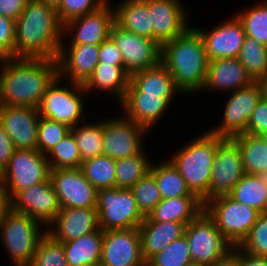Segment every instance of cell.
I'll return each mask as SVG.
<instances>
[{"label": "cell", "instance_id": "6da1fadb", "mask_svg": "<svg viewBox=\"0 0 267 266\" xmlns=\"http://www.w3.org/2000/svg\"><path fill=\"white\" fill-rule=\"evenodd\" d=\"M0 105L39 107L47 88L59 76L53 58L0 59Z\"/></svg>", "mask_w": 267, "mask_h": 266}, {"label": "cell", "instance_id": "7a4b0ae2", "mask_svg": "<svg viewBox=\"0 0 267 266\" xmlns=\"http://www.w3.org/2000/svg\"><path fill=\"white\" fill-rule=\"evenodd\" d=\"M63 35L56 9L29 0L15 21L14 58L57 59Z\"/></svg>", "mask_w": 267, "mask_h": 266}, {"label": "cell", "instance_id": "3957f363", "mask_svg": "<svg viewBox=\"0 0 267 266\" xmlns=\"http://www.w3.org/2000/svg\"><path fill=\"white\" fill-rule=\"evenodd\" d=\"M161 63L174 78L176 87L185 94L203 88L208 58L202 36L190 27L185 33L161 46Z\"/></svg>", "mask_w": 267, "mask_h": 266}, {"label": "cell", "instance_id": "277c9868", "mask_svg": "<svg viewBox=\"0 0 267 266\" xmlns=\"http://www.w3.org/2000/svg\"><path fill=\"white\" fill-rule=\"evenodd\" d=\"M218 135L209 131L173 154L168 161L185 180L187 187L200 201L209 194L213 160L217 152Z\"/></svg>", "mask_w": 267, "mask_h": 266}, {"label": "cell", "instance_id": "5b68a950", "mask_svg": "<svg viewBox=\"0 0 267 266\" xmlns=\"http://www.w3.org/2000/svg\"><path fill=\"white\" fill-rule=\"evenodd\" d=\"M38 220L10 207L4 212L0 224V237L14 266H29L40 240L47 233ZM43 231V232H42Z\"/></svg>", "mask_w": 267, "mask_h": 266}, {"label": "cell", "instance_id": "8992f818", "mask_svg": "<svg viewBox=\"0 0 267 266\" xmlns=\"http://www.w3.org/2000/svg\"><path fill=\"white\" fill-rule=\"evenodd\" d=\"M50 171L46 155L37 150L15 149L1 172L0 191L10 201L19 191L48 180Z\"/></svg>", "mask_w": 267, "mask_h": 266}, {"label": "cell", "instance_id": "52a82bcc", "mask_svg": "<svg viewBox=\"0 0 267 266\" xmlns=\"http://www.w3.org/2000/svg\"><path fill=\"white\" fill-rule=\"evenodd\" d=\"M204 210L233 246H239L248 236L260 213L253 207L235 201L229 195L208 200L204 204Z\"/></svg>", "mask_w": 267, "mask_h": 266}, {"label": "cell", "instance_id": "ba28073f", "mask_svg": "<svg viewBox=\"0 0 267 266\" xmlns=\"http://www.w3.org/2000/svg\"><path fill=\"white\" fill-rule=\"evenodd\" d=\"M96 210L103 231L138 228L145 219L130 189L98 190Z\"/></svg>", "mask_w": 267, "mask_h": 266}, {"label": "cell", "instance_id": "9c48e42d", "mask_svg": "<svg viewBox=\"0 0 267 266\" xmlns=\"http://www.w3.org/2000/svg\"><path fill=\"white\" fill-rule=\"evenodd\" d=\"M184 235L188 241L191 261L205 266L222 258L234 247L205 210L186 225Z\"/></svg>", "mask_w": 267, "mask_h": 266}, {"label": "cell", "instance_id": "30bf717a", "mask_svg": "<svg viewBox=\"0 0 267 266\" xmlns=\"http://www.w3.org/2000/svg\"><path fill=\"white\" fill-rule=\"evenodd\" d=\"M60 79L58 76L47 88L38 107L39 115L72 128L81 123L84 116L85 102L81 97L86 91L83 85L72 82L71 87H62L59 85Z\"/></svg>", "mask_w": 267, "mask_h": 266}, {"label": "cell", "instance_id": "8fae6325", "mask_svg": "<svg viewBox=\"0 0 267 266\" xmlns=\"http://www.w3.org/2000/svg\"><path fill=\"white\" fill-rule=\"evenodd\" d=\"M243 158L238 143L231 137L218 136V147L213 160L209 194L202 201L229 195L244 176Z\"/></svg>", "mask_w": 267, "mask_h": 266}, {"label": "cell", "instance_id": "7c38bea8", "mask_svg": "<svg viewBox=\"0 0 267 266\" xmlns=\"http://www.w3.org/2000/svg\"><path fill=\"white\" fill-rule=\"evenodd\" d=\"M122 115L103 119L102 155L114 160L139 155L145 150L143 135L148 129Z\"/></svg>", "mask_w": 267, "mask_h": 266}, {"label": "cell", "instance_id": "4fadbf2b", "mask_svg": "<svg viewBox=\"0 0 267 266\" xmlns=\"http://www.w3.org/2000/svg\"><path fill=\"white\" fill-rule=\"evenodd\" d=\"M262 98L261 81L233 91L224 109L221 124L209 129V132L221 137H234L246 133L248 120Z\"/></svg>", "mask_w": 267, "mask_h": 266}, {"label": "cell", "instance_id": "5bb4252c", "mask_svg": "<svg viewBox=\"0 0 267 266\" xmlns=\"http://www.w3.org/2000/svg\"><path fill=\"white\" fill-rule=\"evenodd\" d=\"M109 37L120 50L129 75L155 67L161 62V46L155 40L124 30L116 23Z\"/></svg>", "mask_w": 267, "mask_h": 266}, {"label": "cell", "instance_id": "9a60e30c", "mask_svg": "<svg viewBox=\"0 0 267 266\" xmlns=\"http://www.w3.org/2000/svg\"><path fill=\"white\" fill-rule=\"evenodd\" d=\"M50 181L61 208H96L98 190L80 168L53 169Z\"/></svg>", "mask_w": 267, "mask_h": 266}, {"label": "cell", "instance_id": "2e32d148", "mask_svg": "<svg viewBox=\"0 0 267 266\" xmlns=\"http://www.w3.org/2000/svg\"><path fill=\"white\" fill-rule=\"evenodd\" d=\"M99 266H146L139 229L103 231Z\"/></svg>", "mask_w": 267, "mask_h": 266}, {"label": "cell", "instance_id": "e0dca14e", "mask_svg": "<svg viewBox=\"0 0 267 266\" xmlns=\"http://www.w3.org/2000/svg\"><path fill=\"white\" fill-rule=\"evenodd\" d=\"M9 207L26 214L45 226L60 212V204L50 178L40 184L19 191L10 201Z\"/></svg>", "mask_w": 267, "mask_h": 266}, {"label": "cell", "instance_id": "ac0fdd59", "mask_svg": "<svg viewBox=\"0 0 267 266\" xmlns=\"http://www.w3.org/2000/svg\"><path fill=\"white\" fill-rule=\"evenodd\" d=\"M40 117L37 107L0 105V125L15 149L37 150Z\"/></svg>", "mask_w": 267, "mask_h": 266}, {"label": "cell", "instance_id": "d6986e66", "mask_svg": "<svg viewBox=\"0 0 267 266\" xmlns=\"http://www.w3.org/2000/svg\"><path fill=\"white\" fill-rule=\"evenodd\" d=\"M106 4L101 8L68 21L63 25V34H71L70 45L94 44L100 45L110 35V30L115 23L113 7ZM73 36V37H72Z\"/></svg>", "mask_w": 267, "mask_h": 266}, {"label": "cell", "instance_id": "ffe728a7", "mask_svg": "<svg viewBox=\"0 0 267 266\" xmlns=\"http://www.w3.org/2000/svg\"><path fill=\"white\" fill-rule=\"evenodd\" d=\"M153 40L160 46L185 33L189 28L186 12L180 0H147Z\"/></svg>", "mask_w": 267, "mask_h": 266}, {"label": "cell", "instance_id": "44dd1931", "mask_svg": "<svg viewBox=\"0 0 267 266\" xmlns=\"http://www.w3.org/2000/svg\"><path fill=\"white\" fill-rule=\"evenodd\" d=\"M194 28L202 36L208 61L238 57L246 34L243 23L236 15L211 31Z\"/></svg>", "mask_w": 267, "mask_h": 266}, {"label": "cell", "instance_id": "7402d4cb", "mask_svg": "<svg viewBox=\"0 0 267 266\" xmlns=\"http://www.w3.org/2000/svg\"><path fill=\"white\" fill-rule=\"evenodd\" d=\"M64 36L58 53L59 77L67 76L70 82L84 85L99 63L100 45L84 44L66 46Z\"/></svg>", "mask_w": 267, "mask_h": 266}, {"label": "cell", "instance_id": "603a6c76", "mask_svg": "<svg viewBox=\"0 0 267 266\" xmlns=\"http://www.w3.org/2000/svg\"><path fill=\"white\" fill-rule=\"evenodd\" d=\"M48 226L47 233L61 243L76 240L100 228L96 208H61Z\"/></svg>", "mask_w": 267, "mask_h": 266}, {"label": "cell", "instance_id": "cb8c5ba5", "mask_svg": "<svg viewBox=\"0 0 267 266\" xmlns=\"http://www.w3.org/2000/svg\"><path fill=\"white\" fill-rule=\"evenodd\" d=\"M172 99L173 97L142 95L129 82L126 94L119 104L127 118L150 130L163 117Z\"/></svg>", "mask_w": 267, "mask_h": 266}, {"label": "cell", "instance_id": "d4e9b609", "mask_svg": "<svg viewBox=\"0 0 267 266\" xmlns=\"http://www.w3.org/2000/svg\"><path fill=\"white\" fill-rule=\"evenodd\" d=\"M254 82L237 57L208 61L202 90H229L233 92Z\"/></svg>", "mask_w": 267, "mask_h": 266}, {"label": "cell", "instance_id": "484cf974", "mask_svg": "<svg viewBox=\"0 0 267 266\" xmlns=\"http://www.w3.org/2000/svg\"><path fill=\"white\" fill-rule=\"evenodd\" d=\"M141 237L142 256L147 262L173 240L185 234L186 224L178 222H152L145 217L138 227Z\"/></svg>", "mask_w": 267, "mask_h": 266}, {"label": "cell", "instance_id": "4316f807", "mask_svg": "<svg viewBox=\"0 0 267 266\" xmlns=\"http://www.w3.org/2000/svg\"><path fill=\"white\" fill-rule=\"evenodd\" d=\"M115 6V23L122 29L153 40L147 0H123Z\"/></svg>", "mask_w": 267, "mask_h": 266}, {"label": "cell", "instance_id": "83f0119b", "mask_svg": "<svg viewBox=\"0 0 267 266\" xmlns=\"http://www.w3.org/2000/svg\"><path fill=\"white\" fill-rule=\"evenodd\" d=\"M142 95L174 97L182 92L176 87L174 78L160 62L157 66L135 72L129 81Z\"/></svg>", "mask_w": 267, "mask_h": 266}, {"label": "cell", "instance_id": "f1b7e54d", "mask_svg": "<svg viewBox=\"0 0 267 266\" xmlns=\"http://www.w3.org/2000/svg\"><path fill=\"white\" fill-rule=\"evenodd\" d=\"M202 210L204 205L197 197H174L162 199L146 217L152 222H178L187 225Z\"/></svg>", "mask_w": 267, "mask_h": 266}, {"label": "cell", "instance_id": "f546056e", "mask_svg": "<svg viewBox=\"0 0 267 266\" xmlns=\"http://www.w3.org/2000/svg\"><path fill=\"white\" fill-rule=\"evenodd\" d=\"M129 81L130 75L124 66L98 63L93 74L83 86L86 91L85 94H89V91L93 90L107 91L113 94L119 103L126 94Z\"/></svg>", "mask_w": 267, "mask_h": 266}, {"label": "cell", "instance_id": "4dcf8cb0", "mask_svg": "<svg viewBox=\"0 0 267 266\" xmlns=\"http://www.w3.org/2000/svg\"><path fill=\"white\" fill-rule=\"evenodd\" d=\"M103 242L100 228L76 240L63 243L68 266H99Z\"/></svg>", "mask_w": 267, "mask_h": 266}, {"label": "cell", "instance_id": "1f68e13d", "mask_svg": "<svg viewBox=\"0 0 267 266\" xmlns=\"http://www.w3.org/2000/svg\"><path fill=\"white\" fill-rule=\"evenodd\" d=\"M232 138L241 150L244 173L267 176V137L243 133Z\"/></svg>", "mask_w": 267, "mask_h": 266}, {"label": "cell", "instance_id": "d6a6232c", "mask_svg": "<svg viewBox=\"0 0 267 266\" xmlns=\"http://www.w3.org/2000/svg\"><path fill=\"white\" fill-rule=\"evenodd\" d=\"M229 196L260 213L267 212V176L245 173Z\"/></svg>", "mask_w": 267, "mask_h": 266}, {"label": "cell", "instance_id": "836d02e7", "mask_svg": "<svg viewBox=\"0 0 267 266\" xmlns=\"http://www.w3.org/2000/svg\"><path fill=\"white\" fill-rule=\"evenodd\" d=\"M149 173L154 177L162 199L196 197L191 193L185 180L169 161L159 165L152 163Z\"/></svg>", "mask_w": 267, "mask_h": 266}, {"label": "cell", "instance_id": "e575fe53", "mask_svg": "<svg viewBox=\"0 0 267 266\" xmlns=\"http://www.w3.org/2000/svg\"><path fill=\"white\" fill-rule=\"evenodd\" d=\"M151 164V159L147 158L144 150L139 155L117 159L115 187L130 189L149 173Z\"/></svg>", "mask_w": 267, "mask_h": 266}, {"label": "cell", "instance_id": "d590c367", "mask_svg": "<svg viewBox=\"0 0 267 266\" xmlns=\"http://www.w3.org/2000/svg\"><path fill=\"white\" fill-rule=\"evenodd\" d=\"M253 81L267 79V47L245 36L237 57Z\"/></svg>", "mask_w": 267, "mask_h": 266}, {"label": "cell", "instance_id": "8d00e7d4", "mask_svg": "<svg viewBox=\"0 0 267 266\" xmlns=\"http://www.w3.org/2000/svg\"><path fill=\"white\" fill-rule=\"evenodd\" d=\"M70 132L73 134L78 145L82 162L102 155L103 121L90 124L83 119L82 123L72 127Z\"/></svg>", "mask_w": 267, "mask_h": 266}, {"label": "cell", "instance_id": "74e56055", "mask_svg": "<svg viewBox=\"0 0 267 266\" xmlns=\"http://www.w3.org/2000/svg\"><path fill=\"white\" fill-rule=\"evenodd\" d=\"M115 161L113 158L100 155L83 161L80 169L97 190L115 188Z\"/></svg>", "mask_w": 267, "mask_h": 266}, {"label": "cell", "instance_id": "f35d334b", "mask_svg": "<svg viewBox=\"0 0 267 266\" xmlns=\"http://www.w3.org/2000/svg\"><path fill=\"white\" fill-rule=\"evenodd\" d=\"M50 169L80 168L82 164L78 145L70 132L46 154Z\"/></svg>", "mask_w": 267, "mask_h": 266}, {"label": "cell", "instance_id": "ab89813d", "mask_svg": "<svg viewBox=\"0 0 267 266\" xmlns=\"http://www.w3.org/2000/svg\"><path fill=\"white\" fill-rule=\"evenodd\" d=\"M243 23L245 34L267 47V4L264 1L235 13Z\"/></svg>", "mask_w": 267, "mask_h": 266}, {"label": "cell", "instance_id": "60d3db41", "mask_svg": "<svg viewBox=\"0 0 267 266\" xmlns=\"http://www.w3.org/2000/svg\"><path fill=\"white\" fill-rule=\"evenodd\" d=\"M191 262L188 241L183 235L169 243L162 251L153 255L146 266H185Z\"/></svg>", "mask_w": 267, "mask_h": 266}, {"label": "cell", "instance_id": "b9f144b4", "mask_svg": "<svg viewBox=\"0 0 267 266\" xmlns=\"http://www.w3.org/2000/svg\"><path fill=\"white\" fill-rule=\"evenodd\" d=\"M29 266H68L63 243L46 233L40 240Z\"/></svg>", "mask_w": 267, "mask_h": 266}, {"label": "cell", "instance_id": "7bdbcfd3", "mask_svg": "<svg viewBox=\"0 0 267 266\" xmlns=\"http://www.w3.org/2000/svg\"><path fill=\"white\" fill-rule=\"evenodd\" d=\"M71 131V128L61 122L40 117L38 126L37 151L46 155Z\"/></svg>", "mask_w": 267, "mask_h": 266}, {"label": "cell", "instance_id": "ee69618b", "mask_svg": "<svg viewBox=\"0 0 267 266\" xmlns=\"http://www.w3.org/2000/svg\"><path fill=\"white\" fill-rule=\"evenodd\" d=\"M130 190L137 202L138 209L146 217L161 202L162 198L154 177L148 173Z\"/></svg>", "mask_w": 267, "mask_h": 266}, {"label": "cell", "instance_id": "f6af8a7d", "mask_svg": "<svg viewBox=\"0 0 267 266\" xmlns=\"http://www.w3.org/2000/svg\"><path fill=\"white\" fill-rule=\"evenodd\" d=\"M239 247L251 255L267 257V212L259 213L248 236Z\"/></svg>", "mask_w": 267, "mask_h": 266}, {"label": "cell", "instance_id": "bcb514c9", "mask_svg": "<svg viewBox=\"0 0 267 266\" xmlns=\"http://www.w3.org/2000/svg\"><path fill=\"white\" fill-rule=\"evenodd\" d=\"M106 5L103 0H61L56 8L62 25Z\"/></svg>", "mask_w": 267, "mask_h": 266}, {"label": "cell", "instance_id": "7dc6e473", "mask_svg": "<svg viewBox=\"0 0 267 266\" xmlns=\"http://www.w3.org/2000/svg\"><path fill=\"white\" fill-rule=\"evenodd\" d=\"M15 21L0 15V59L14 57Z\"/></svg>", "mask_w": 267, "mask_h": 266}, {"label": "cell", "instance_id": "c3c4849f", "mask_svg": "<svg viewBox=\"0 0 267 266\" xmlns=\"http://www.w3.org/2000/svg\"><path fill=\"white\" fill-rule=\"evenodd\" d=\"M246 133L267 137V100L263 96L248 120Z\"/></svg>", "mask_w": 267, "mask_h": 266}, {"label": "cell", "instance_id": "681fc988", "mask_svg": "<svg viewBox=\"0 0 267 266\" xmlns=\"http://www.w3.org/2000/svg\"><path fill=\"white\" fill-rule=\"evenodd\" d=\"M99 63L124 66L121 52L110 37L100 44Z\"/></svg>", "mask_w": 267, "mask_h": 266}, {"label": "cell", "instance_id": "f907efd6", "mask_svg": "<svg viewBox=\"0 0 267 266\" xmlns=\"http://www.w3.org/2000/svg\"><path fill=\"white\" fill-rule=\"evenodd\" d=\"M29 0H0V15L16 21Z\"/></svg>", "mask_w": 267, "mask_h": 266}, {"label": "cell", "instance_id": "816d5d0a", "mask_svg": "<svg viewBox=\"0 0 267 266\" xmlns=\"http://www.w3.org/2000/svg\"><path fill=\"white\" fill-rule=\"evenodd\" d=\"M15 148L12 140L0 125V172L8 165Z\"/></svg>", "mask_w": 267, "mask_h": 266}, {"label": "cell", "instance_id": "f5cc1de1", "mask_svg": "<svg viewBox=\"0 0 267 266\" xmlns=\"http://www.w3.org/2000/svg\"><path fill=\"white\" fill-rule=\"evenodd\" d=\"M238 266H267V257L251 255L238 246Z\"/></svg>", "mask_w": 267, "mask_h": 266}, {"label": "cell", "instance_id": "db71d44e", "mask_svg": "<svg viewBox=\"0 0 267 266\" xmlns=\"http://www.w3.org/2000/svg\"><path fill=\"white\" fill-rule=\"evenodd\" d=\"M206 266H238V246H234L225 256Z\"/></svg>", "mask_w": 267, "mask_h": 266}, {"label": "cell", "instance_id": "11a10c76", "mask_svg": "<svg viewBox=\"0 0 267 266\" xmlns=\"http://www.w3.org/2000/svg\"><path fill=\"white\" fill-rule=\"evenodd\" d=\"M9 208V201L7 196L0 191V224L3 217L4 212Z\"/></svg>", "mask_w": 267, "mask_h": 266}, {"label": "cell", "instance_id": "9f6ffc18", "mask_svg": "<svg viewBox=\"0 0 267 266\" xmlns=\"http://www.w3.org/2000/svg\"><path fill=\"white\" fill-rule=\"evenodd\" d=\"M39 1H42L45 4L51 6L55 9L58 7L59 3L61 2V0H39Z\"/></svg>", "mask_w": 267, "mask_h": 266}, {"label": "cell", "instance_id": "6f0895ef", "mask_svg": "<svg viewBox=\"0 0 267 266\" xmlns=\"http://www.w3.org/2000/svg\"><path fill=\"white\" fill-rule=\"evenodd\" d=\"M261 85H262V96L267 100V79L261 81Z\"/></svg>", "mask_w": 267, "mask_h": 266}, {"label": "cell", "instance_id": "680465c9", "mask_svg": "<svg viewBox=\"0 0 267 266\" xmlns=\"http://www.w3.org/2000/svg\"><path fill=\"white\" fill-rule=\"evenodd\" d=\"M185 266H205V265H202V264H199V263H197V262H194V261H191V262H189L187 265H185Z\"/></svg>", "mask_w": 267, "mask_h": 266}, {"label": "cell", "instance_id": "91938a15", "mask_svg": "<svg viewBox=\"0 0 267 266\" xmlns=\"http://www.w3.org/2000/svg\"><path fill=\"white\" fill-rule=\"evenodd\" d=\"M105 4H109L107 0H103Z\"/></svg>", "mask_w": 267, "mask_h": 266}]
</instances>
